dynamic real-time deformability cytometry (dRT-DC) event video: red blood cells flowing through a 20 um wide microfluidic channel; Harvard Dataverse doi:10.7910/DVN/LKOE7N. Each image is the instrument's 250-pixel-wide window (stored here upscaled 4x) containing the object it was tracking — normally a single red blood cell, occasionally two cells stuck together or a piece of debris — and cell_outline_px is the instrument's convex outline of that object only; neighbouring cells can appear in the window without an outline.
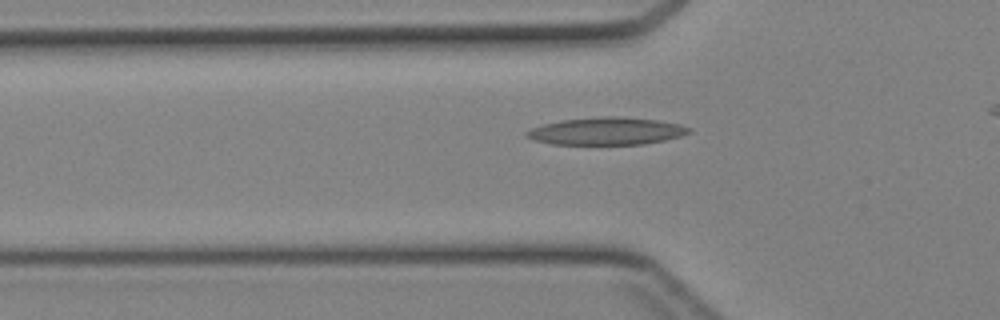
{"species": "Egyptian fruit bat (a non-hibernating species)", "species_latin": "Rousettus aegyptiacus", "temperature_condition": "cold", "stored_images_in_passage": 34, "camera_frame_rate_fps": 3000, "um_per_image_px": 0.085, "animal": {"sex": "female"}, "frame": {"image": 1, "passage_image": 10, "time_ms": 3.0, "image_size_px": [1000, 320], "cell_outline_px": [[692, 132], [680, 136], [664, 140], [644, 144], [552, 144], [532, 140], [524, 136], [524, 132], [532, 128], [544, 124], [564, 120], [604, 116], [624, 116], [656, 120], [680, 124], [692, 128]], "centroid_in_image_um": [51.56, 11.14], "position_along_channel_um": 74.2, "area_um2": 26.01}}
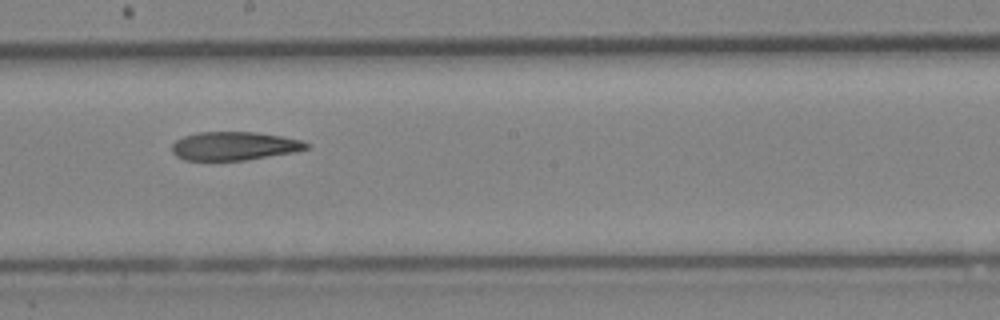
{"frame": {"image": 2, "passage_image": 20, "time_ms": 6.333, "image_size_px": [1000, 320], "cell_outline_px": [[308, 148], [296, 152], [244, 160], [184, 160], [176, 156], [172, 152], [172, 144], [176, 140], [184, 136], [200, 132], [256, 132], [304, 140], [308, 144]], "centroid_in_image_um": [19.91, 12.41], "position_along_channel_um": 228.3, "area_um2": 22.31}}
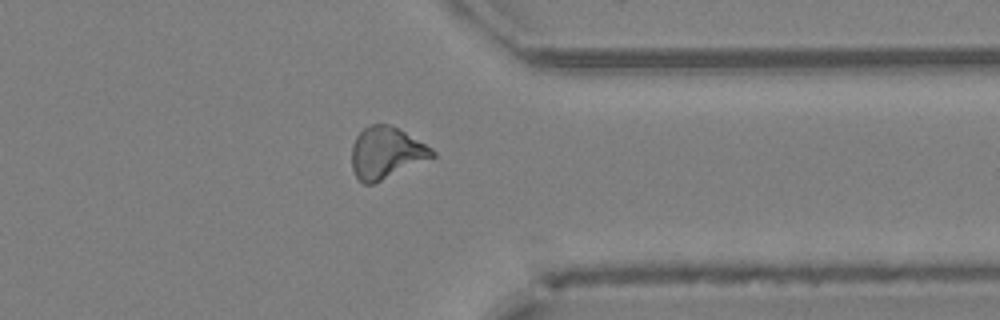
{"frame": {"image": 3, "passage_image": 30, "time_ms": 9.667, "image_size_px": [1000, 320], "cell_outline_px": [[436, 156], [372, 184], [364, 184], [356, 176], [352, 168], [352, 144], [356, 136], [364, 128], [372, 124], [392, 124], [432, 148], [436, 152]], "centroid_in_image_um": [32.82, 12.97], "position_along_channel_um": 378.6, "area_um2": 24.1}}